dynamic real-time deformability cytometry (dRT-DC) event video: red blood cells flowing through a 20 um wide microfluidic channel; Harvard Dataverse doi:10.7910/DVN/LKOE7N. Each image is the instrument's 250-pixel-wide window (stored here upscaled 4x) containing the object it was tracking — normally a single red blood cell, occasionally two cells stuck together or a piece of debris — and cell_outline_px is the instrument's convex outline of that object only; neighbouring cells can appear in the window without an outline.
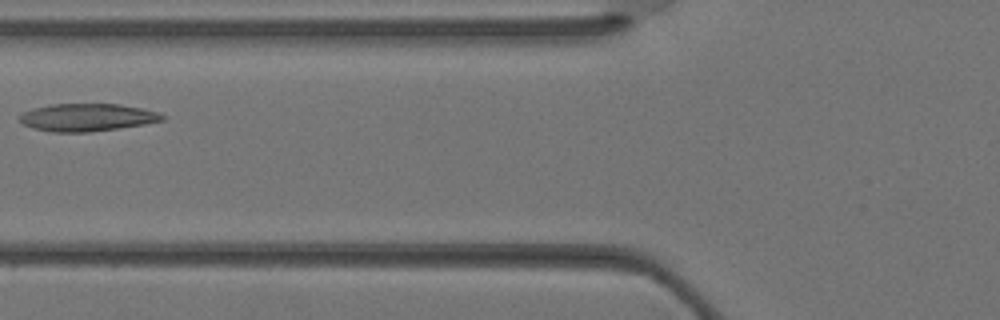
{"species": "Egyptian fruit bat (a non-hibernating species)", "species_latin": "Rousettus aegyptiacus", "temperature_condition": "warm", "stored_images_in_passage": 30, "camera_frame_rate_fps": 3000, "um_per_image_px": 0.085, "animal": {"sex": "female"}, "frame": {"image": 1, "passage_image": 8, "time_ms": 2.333, "image_size_px": [1000, 320], "cell_outline_px": [[168, 116], [164, 120], [144, 124], [88, 132], [52, 132], [32, 128], [24, 124], [16, 116], [32, 108], [52, 104], [120, 104], [160, 112]], "centroid_in_image_um": [7.41, 9.97], "position_along_channel_um": 118.4, "area_um2": 23.0}}
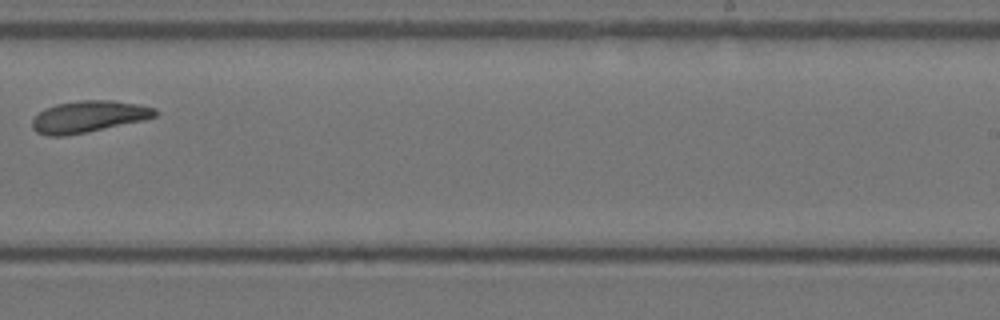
{"frame": {"image": 2, "passage_image": 17, "time_ms": 5.333, "image_size_px": [1000, 320], "cell_outline_px": [[160, 112], [156, 116], [144, 120], [88, 132], [64, 136], [48, 136], [36, 132], [32, 128], [32, 120], [44, 108], [56, 104], [80, 100], [112, 100], [140, 104], [156, 108]], "centroid_in_image_um": [7.55, 9.91], "position_along_channel_um": 281.4, "area_um2": 22.89}}
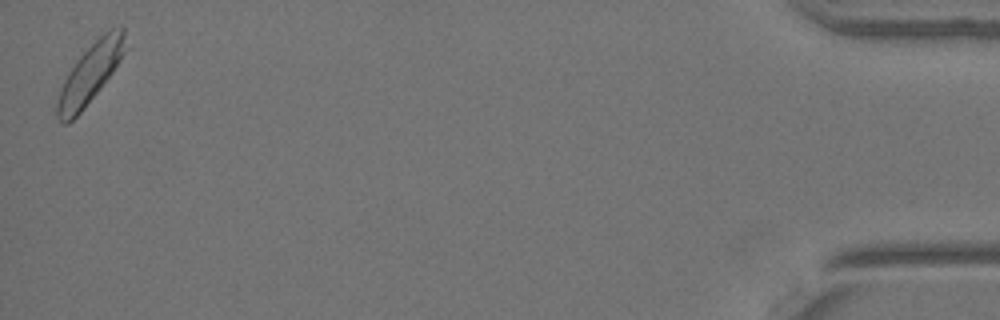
{"frame": {"image": 3, "passage_image": 30, "time_ms": 9.667, "image_size_px": [1000, 320], "cell_outline_px": [[124, 52], [120, 60], [112, 72], [100, 88], [84, 108], [68, 124], [60, 124], [56, 116], [56, 100], [60, 88], [64, 80], [76, 60], [104, 32], [112, 28], [124, 28]], "centroid_in_image_um": [7.59, 6.32], "position_along_channel_um": 427.6, "area_um2": 23.06}}